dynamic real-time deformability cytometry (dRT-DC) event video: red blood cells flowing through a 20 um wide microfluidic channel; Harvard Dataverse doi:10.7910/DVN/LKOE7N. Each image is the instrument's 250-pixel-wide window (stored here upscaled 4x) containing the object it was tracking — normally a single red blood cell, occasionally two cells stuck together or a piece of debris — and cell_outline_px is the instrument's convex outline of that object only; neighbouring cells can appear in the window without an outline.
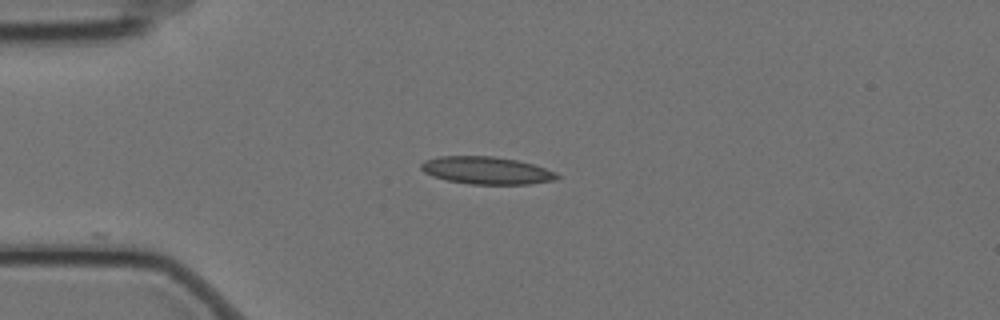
{"species": "Egyptian fruit bat (a non-hibernating species)", "species_latin": "Rousettus aegyptiacus", "temperature_condition": "cold", "stored_images_in_passage": 3, "camera_frame_rate_fps": 3000, "um_per_image_px": 0.085, "animal": {"sex": "female"}, "frame": {"image": 1, "passage_image": 3, "time_ms": 0.667, "image_size_px": [1000, 320], "cell_outline_px": [[560, 176], [556, 180], [528, 184], [468, 184], [448, 180], [432, 176], [424, 172], [420, 168], [420, 164], [424, 160], [440, 156], [492, 156], [516, 160], [532, 164], [556, 172]], "centroid_in_image_um": [41.33, 14.49], "position_along_channel_um": 43.7, "area_um2": 21.73}}